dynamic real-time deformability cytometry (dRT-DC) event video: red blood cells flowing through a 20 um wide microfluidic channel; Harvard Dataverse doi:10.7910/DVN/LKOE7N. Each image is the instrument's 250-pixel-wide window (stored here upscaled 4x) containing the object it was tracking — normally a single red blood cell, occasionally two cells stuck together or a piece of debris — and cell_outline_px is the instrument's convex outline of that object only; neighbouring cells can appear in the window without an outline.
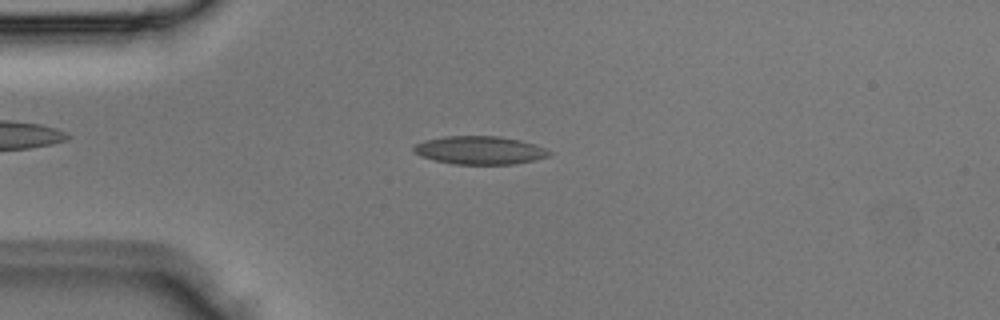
{"species": "Egyptian fruit bat (a non-hibernating species)", "species_latin": "Rousettus aegyptiacus", "temperature_condition": "room temperature", "stored_images_in_passage": 5, "camera_frame_rate_fps": 3000, "um_per_image_px": 0.085, "animal": {"sex": "male"}, "frame": {"image": 1, "passage_image": 4, "time_ms": 1.0, "image_size_px": [1000, 320], "cell_outline_px": [[552, 152], [548, 156], [536, 160], [516, 164], [452, 164], [432, 160], [420, 156], [412, 148], [416, 144], [424, 140], [444, 136], [500, 136], [520, 140], [544, 148]], "centroid_in_image_um": [40.76, 12.77], "position_along_channel_um": 44.2, "area_um2": 22.31}}
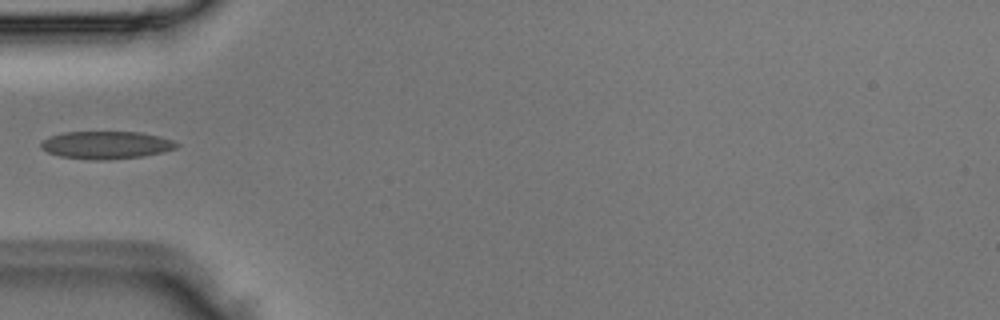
{"frame": {"image": 2, "passage_image": 5, "time_ms": 1.333, "image_size_px": [1000, 320], "cell_outline_px": [[180, 144], [176, 148], [164, 152], [144, 156], [108, 160], [92, 160], [60, 156], [48, 152], [40, 148], [40, 144], [48, 136], [64, 132], [140, 132], [160, 136], [172, 140]], "centroid_in_image_um": [9.04, 12.33], "position_along_channel_um": 76.0, "area_um2": 22.02}}